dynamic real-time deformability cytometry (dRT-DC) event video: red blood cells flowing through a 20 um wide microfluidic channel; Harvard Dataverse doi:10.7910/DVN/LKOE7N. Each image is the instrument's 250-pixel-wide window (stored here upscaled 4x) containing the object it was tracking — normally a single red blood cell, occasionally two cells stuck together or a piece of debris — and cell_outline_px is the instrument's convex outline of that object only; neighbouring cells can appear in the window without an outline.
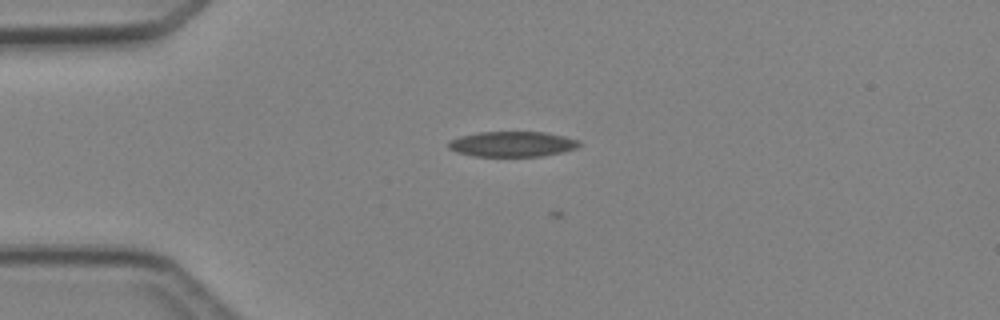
{"species": "Egyptian fruit bat (a non-hibernating species)", "species_latin": "Rousettus aegyptiacus", "temperature_condition": "cold", "stored_images_in_passage": 1, "camera_frame_rate_fps": 3000, "um_per_image_px": 0.085, "animal": {"sex": "female"}, "frame": {"image": 1, "passage_image": 1, "time_ms": 0.0, "image_size_px": [1000, 320], "cell_outline_px": [[580, 144], [576, 148], [544, 156], [472, 156], [456, 152], [448, 148], [448, 140], [460, 136], [480, 132], [544, 132], [564, 136], [580, 140]], "centroid_in_image_um": [43.51, 12.24], "position_along_channel_um": 41.5, "area_um2": 19.31}}